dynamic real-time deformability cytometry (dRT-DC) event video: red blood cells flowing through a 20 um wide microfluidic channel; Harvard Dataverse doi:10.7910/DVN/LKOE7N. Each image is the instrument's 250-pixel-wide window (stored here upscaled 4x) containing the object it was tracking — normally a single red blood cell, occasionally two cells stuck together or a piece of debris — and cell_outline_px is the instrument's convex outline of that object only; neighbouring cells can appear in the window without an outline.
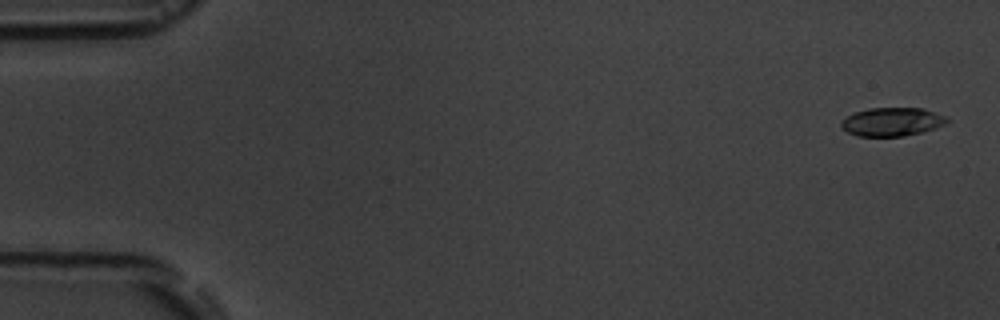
{"species": "common noctule bat (a hibernating species)", "species_latin": "Nyctalus noctula", "temperature_condition": "room temperature", "stored_images_in_passage": 16, "camera_frame_rate_fps": 3000, "um_per_image_px": 0.085, "animal": {"sex": "male", "body_mass_g": 19.5, "forearm_length_mm": 54.6}, "frame": {"image": 1, "passage_image": 1, "time_ms": 0.0, "image_size_px": [1000, 320], "cell_outline_px": [[948, 120], [944, 124], [936, 128], [904, 136], [856, 136], [840, 128], [840, 120], [856, 112], [868, 108], [924, 108], [936, 112], [944, 116]], "centroid_in_image_um": [75.78, 10.35], "position_along_channel_um": 9.2, "area_um2": 17.57}}
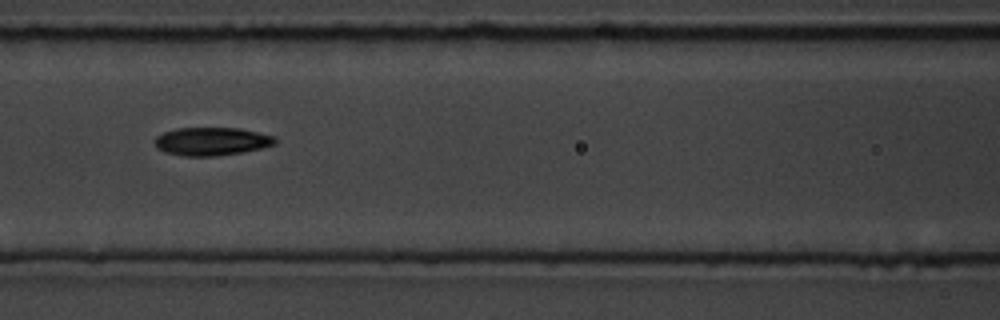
{"frame": {"image": 2, "passage_image": 7, "time_ms": 7.667, "image_size_px": [1000, 320], "cell_outline_px": [[276, 144], [260, 148], [240, 152], [216, 156], [184, 156], [168, 152], [156, 148], [156, 136], [164, 132], [176, 128], [240, 128], [272, 136], [276, 140]], "centroid_in_image_um": [17.97, 12.01], "position_along_channel_um": 148.6, "area_um2": 19.42}}
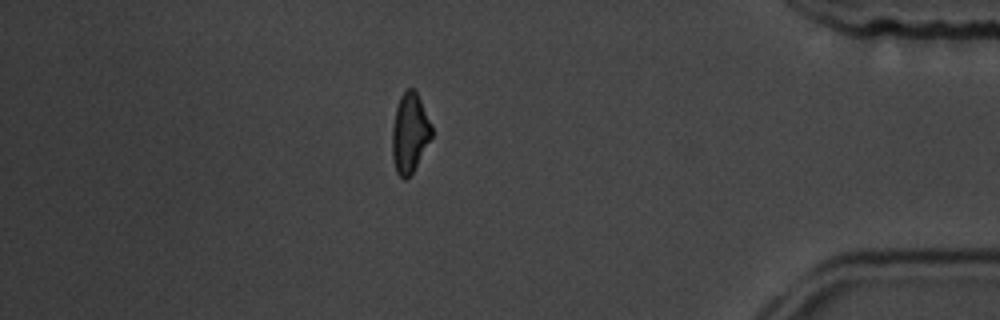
{"frame": {"image": 3, "passage_image": 14, "time_ms": 15.667, "image_size_px": [1000, 320], "cell_outline_px": [[432, 136], [412, 172], [404, 180], [396, 172], [392, 160], [392, 128], [396, 108], [400, 96], [408, 88], [412, 88], [416, 92], [432, 124]], "centroid_in_image_um": [34.81, 11.3], "position_along_channel_um": 400.4, "area_um2": 18.09}, "authors_computed_cell_mechanics": {"area_um2": 18.7272, "velocity_mm_per_s": 3.6324, "shape_relaxation_time_tau1_ms": 3.3178, "shape_relaxation_time_tau2_ms": 4.9457, "deformation_change_tau1": 0.0973, "deformation_change_tau2": 0.1162}}